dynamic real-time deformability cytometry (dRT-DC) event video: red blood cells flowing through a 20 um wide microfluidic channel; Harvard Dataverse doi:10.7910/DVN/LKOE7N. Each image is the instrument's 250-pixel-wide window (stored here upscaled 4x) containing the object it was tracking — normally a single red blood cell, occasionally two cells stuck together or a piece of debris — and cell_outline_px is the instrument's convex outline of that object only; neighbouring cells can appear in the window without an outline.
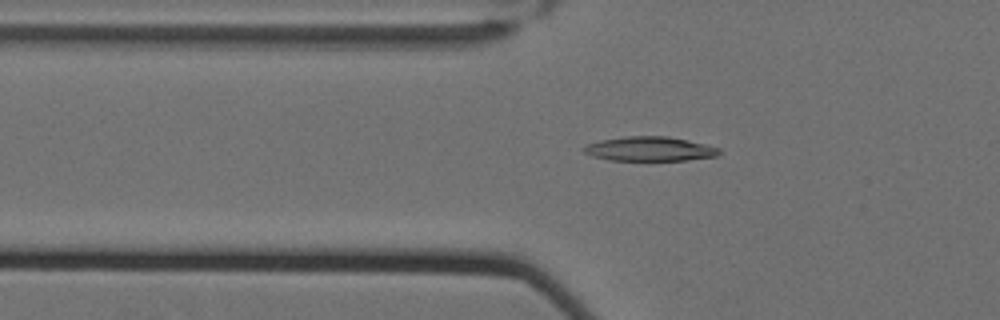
{"species": "Egyptian fruit bat (a non-hibernating species)", "species_latin": "Rousettus aegyptiacus", "temperature_condition": "cold", "stored_images_in_passage": 59, "camera_frame_rate_fps": 3000, "um_per_image_px": 0.085, "animal": {"sex": "female"}, "frame": {"image": 1, "passage_image": 22, "time_ms": 7.0, "image_size_px": [1000, 320], "cell_outline_px": [[720, 152], [716, 156], [684, 160], [612, 160], [592, 156], [584, 152], [580, 148], [584, 144], [600, 140], [628, 136], [668, 136], [688, 140], [720, 148]], "centroid_in_image_um": [55.17, 12.65], "position_along_channel_um": 70.6, "area_um2": 19.19}}
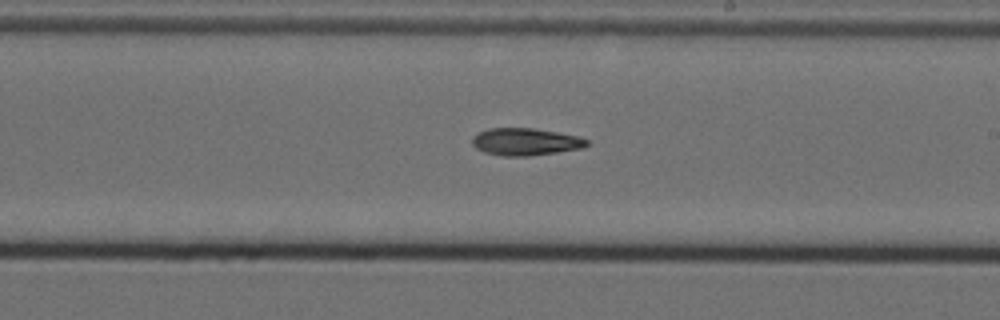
{"frame": {"image": 2, "passage_image": 37, "time_ms": 12.0, "image_size_px": [1000, 320], "cell_outline_px": [[588, 144], [584, 148], [528, 156], [504, 156], [484, 152], [476, 148], [472, 144], [472, 136], [488, 128], [532, 128], [556, 132], [576, 136], [588, 140]], "centroid_in_image_um": [44.64, 12.05], "position_along_channel_um": 244.4, "area_um2": 18.09}}
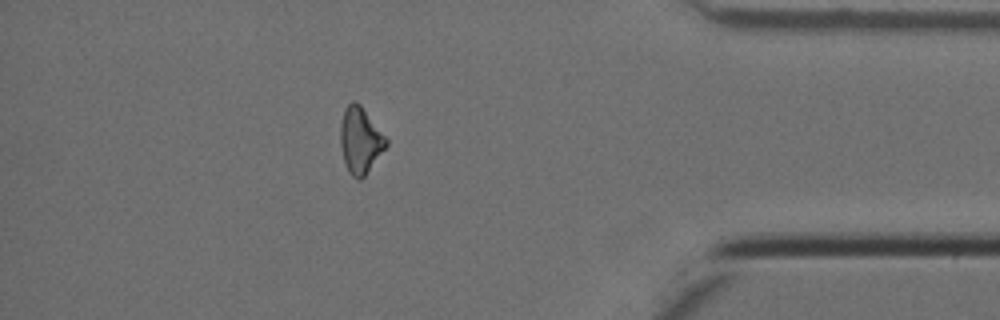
{"frame": {"image": 3, "passage_image": 53, "time_ms": 17.333, "image_size_px": [1000, 320], "cell_outline_px": [[388, 144], [364, 176], [360, 180], [356, 180], [348, 172], [344, 164], [340, 144], [340, 124], [344, 108], [352, 100], [356, 100], [360, 104], [388, 140]], "centroid_in_image_um": [30.59, 11.92], "position_along_channel_um": 404.6, "area_um2": 17.69}}